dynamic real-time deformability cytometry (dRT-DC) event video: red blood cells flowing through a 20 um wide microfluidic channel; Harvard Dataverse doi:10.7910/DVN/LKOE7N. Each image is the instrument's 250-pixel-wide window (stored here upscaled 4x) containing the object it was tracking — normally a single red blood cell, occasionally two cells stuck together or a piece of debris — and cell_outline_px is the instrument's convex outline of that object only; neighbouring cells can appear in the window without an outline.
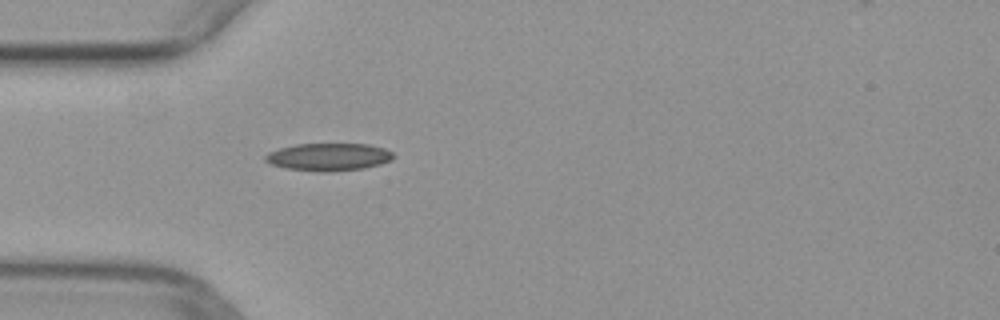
{"species": "common noctule bat (a hibernating species)", "species_latin": "Nyctalus noctula", "temperature_condition": "warm", "stored_images_in_passage": 38, "camera_frame_rate_fps": 3000, "um_per_image_px": 0.085, "animal": {"sex": "female", "body_mass_g": 29.2, "forearm_length_mm": 56.3}, "frame": {"image": 1, "passage_image": 3, "time_ms": 0.667, "image_size_px": [1000, 320], "cell_outline_px": [[396, 156], [392, 160], [380, 164], [364, 168], [328, 172], [320, 172], [284, 168], [268, 164], [264, 160], [264, 156], [268, 152], [280, 148], [296, 144], [368, 144], [384, 148], [392, 152]], "centroid_in_image_um": [27.91, 13.34], "position_along_channel_um": 57.1, "area_um2": 20.81}}
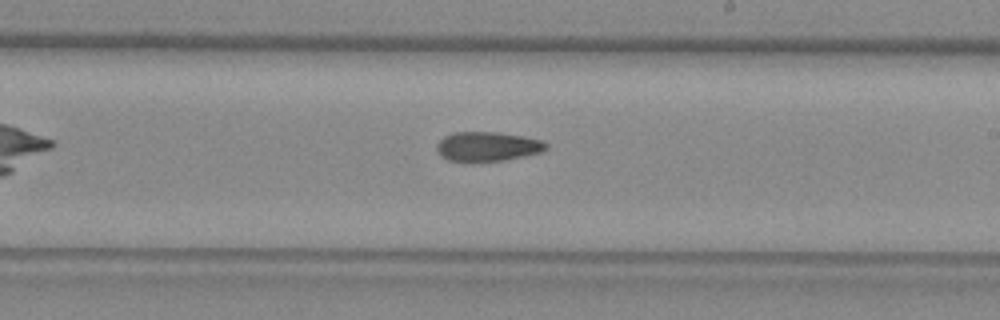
{"frame": {"image": 2, "passage_image": 17, "time_ms": 5.333, "image_size_px": [1000, 320], "cell_outline_px": [[548, 148], [540, 152], [504, 160], [476, 164], [472, 164], [448, 160], [440, 156], [436, 152], [436, 144], [444, 136], [452, 132], [496, 132], [520, 136], [540, 140], [548, 144]], "centroid_in_image_um": [41.34, 12.49], "position_along_channel_um": 247.7, "area_um2": 19.25}}
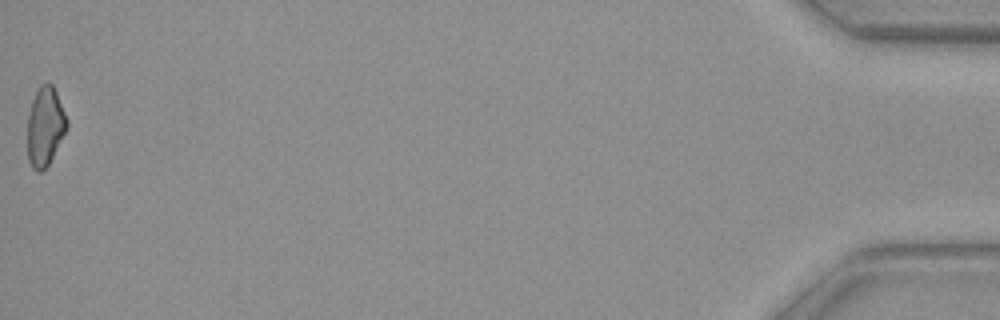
{"frame": {"image": 3, "passage_image": 38, "time_ms": 12.333, "image_size_px": [1000, 320], "cell_outline_px": [[68, 128], [48, 164], [40, 172], [36, 172], [32, 168], [28, 160], [28, 116], [32, 100], [40, 84], [48, 80], [52, 84], [56, 92], [68, 120]], "centroid_in_image_um": [3.84, 10.73], "position_along_channel_um": 431.4, "area_um2": 18.15}}